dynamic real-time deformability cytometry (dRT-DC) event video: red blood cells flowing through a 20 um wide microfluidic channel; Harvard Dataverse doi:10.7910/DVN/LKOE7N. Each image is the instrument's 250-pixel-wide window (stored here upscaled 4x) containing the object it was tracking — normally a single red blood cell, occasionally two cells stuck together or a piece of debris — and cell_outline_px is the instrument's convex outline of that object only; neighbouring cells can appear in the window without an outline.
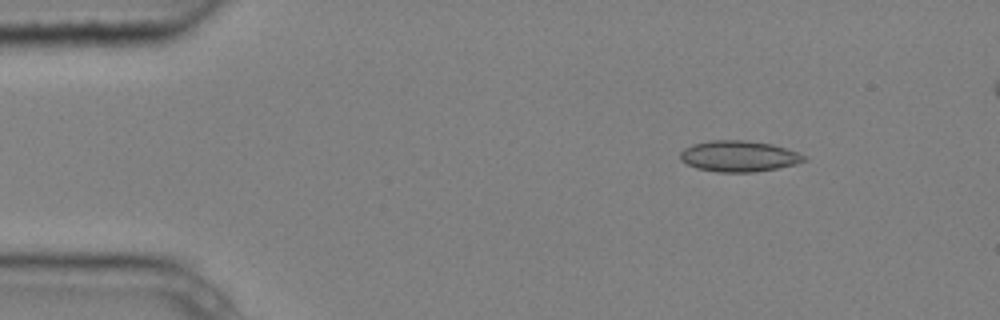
{"species": "common noctule bat (a hibernating species)", "species_latin": "Nyctalus noctula", "temperature_condition": "cold", "stored_images_in_passage": 5, "camera_frame_rate_fps": 3000, "um_per_image_px": 0.085, "animal": {"sex": "male", "body_mass_g": 20.4}, "frame": {"image": 1, "passage_image": 2, "time_ms": 0.333, "image_size_px": [1000, 320], "cell_outline_px": [[808, 160], [796, 164], [756, 172], [716, 172], [696, 168], [680, 160], [680, 152], [684, 148], [692, 144], [712, 140], [744, 140], [772, 144], [800, 152], [808, 156]], "centroid_in_image_um": [62.83, 13.28], "position_along_channel_um": 22.2, "area_um2": 22.6}}